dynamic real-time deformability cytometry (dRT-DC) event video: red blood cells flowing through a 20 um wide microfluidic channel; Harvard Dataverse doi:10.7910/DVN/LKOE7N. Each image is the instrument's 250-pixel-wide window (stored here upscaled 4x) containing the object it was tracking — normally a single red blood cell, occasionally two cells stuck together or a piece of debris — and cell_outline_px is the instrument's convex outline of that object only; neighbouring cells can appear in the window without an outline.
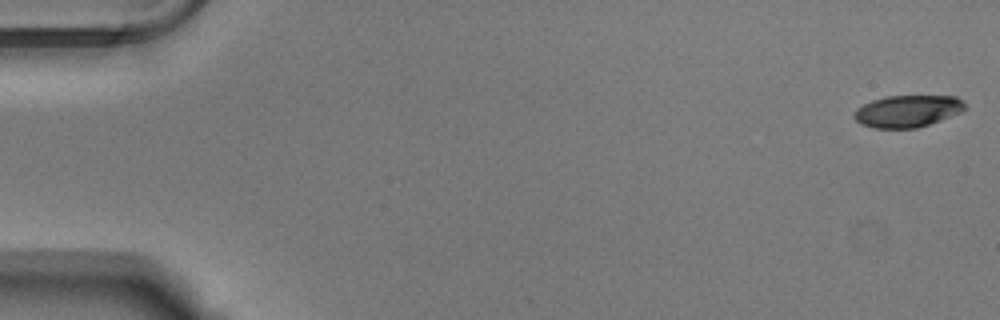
{"species": "Egyptian fruit bat (a non-hibernating species)", "species_latin": "Rousettus aegyptiacus", "temperature_condition": "warm", "stored_images_in_passage": 54, "camera_frame_rate_fps": 3000, "um_per_image_px": 0.085, "animal": {"sex": "male"}, "frame": {"image": 1, "passage_image": 1, "time_ms": 0.0, "image_size_px": [1000, 320], "cell_outline_px": [[964, 108], [960, 112], [940, 120], [916, 128], [872, 128], [860, 124], [852, 116], [856, 108], [872, 100], [884, 96], [956, 96], [964, 104]], "centroid_in_image_um": [77.07, 9.45], "position_along_channel_um": 7.9, "area_um2": 20.52}}
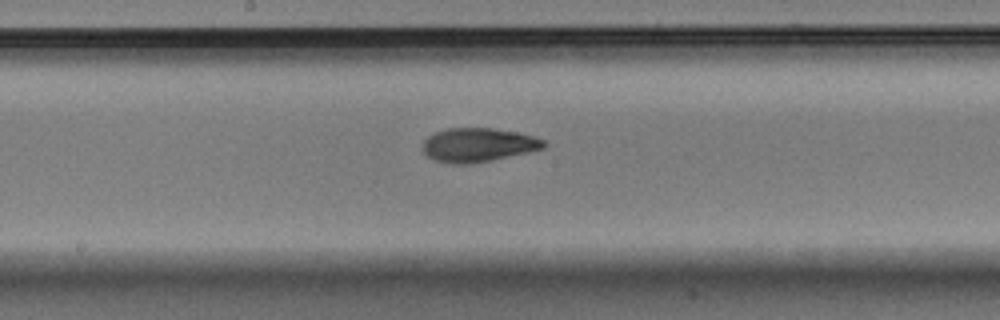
{"frame": {"image": 2, "passage_image": 29, "time_ms": 9.333, "image_size_px": [1000, 320], "cell_outline_px": [[548, 144], [544, 148], [528, 152], [492, 160], [472, 164], [452, 164], [436, 160], [428, 156], [424, 152], [424, 140], [428, 136], [436, 132], [448, 128], [492, 128], [520, 132], [544, 140]], "centroid_in_image_um": [40.67, 12.32], "position_along_channel_um": 207.5, "area_um2": 23.87}}
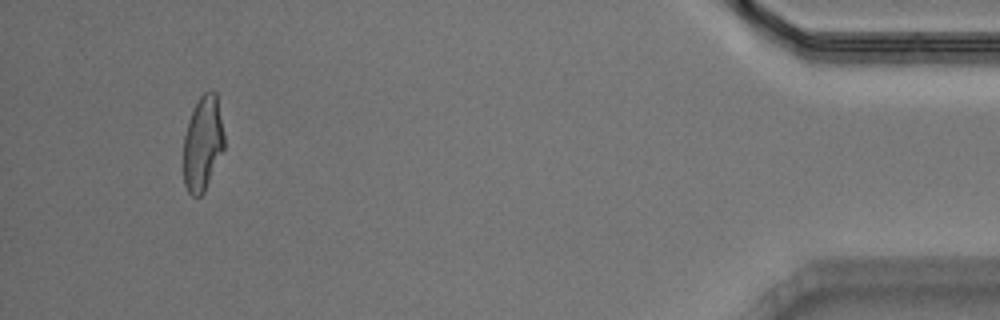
{"frame": {"image": 3, "passage_image": 51, "time_ms": 16.667, "image_size_px": [1000, 320], "cell_outline_px": [[224, 148], [204, 192], [200, 196], [192, 196], [188, 192], [184, 184], [184, 136], [188, 120], [200, 96], [204, 92], [212, 88], [216, 92], [224, 136]], "centroid_in_image_um": [17.23, 12.18], "position_along_channel_um": 418.0, "area_um2": 22.37}, "authors_computed_cell_mechanics": {"area_um2": 23.2356, "velocity_mm_per_s": 3.7925, "shape_relaxation_time_tau1_ms": 4.1548, "shape_relaxation_time_tau2_ms": 1.626, "deformation_change_tau1": 0.1734, "deformation_change_tau2": 0.0757}}